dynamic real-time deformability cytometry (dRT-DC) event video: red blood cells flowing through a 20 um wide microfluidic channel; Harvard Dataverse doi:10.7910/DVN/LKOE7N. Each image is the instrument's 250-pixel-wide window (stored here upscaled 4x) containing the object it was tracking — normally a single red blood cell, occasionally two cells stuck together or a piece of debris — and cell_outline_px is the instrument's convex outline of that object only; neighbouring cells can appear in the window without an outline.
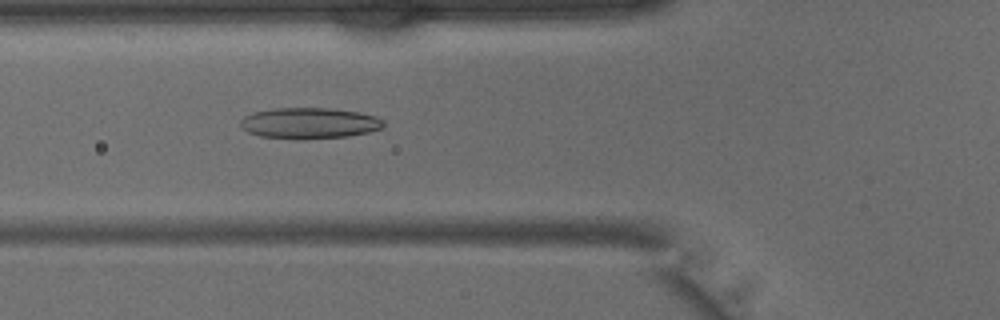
{"species": "common noctule bat (a hibernating species)", "species_latin": "Nyctalus noctula", "temperature_condition": "warm", "stored_images_in_passage": 42, "camera_frame_rate_fps": 3000, "um_per_image_px": 0.085, "animal": {"sex": "male", "body_mass_g": 15.6}, "frame": {"image": 1, "passage_image": 15, "time_ms": 4.667, "image_size_px": [1000, 320], "cell_outline_px": [[384, 128], [368, 132], [348, 136], [304, 140], [300, 140], [260, 136], [248, 132], [240, 124], [240, 120], [244, 116], [252, 112], [272, 108], [328, 108], [360, 112], [376, 116], [384, 120]], "centroid_in_image_um": [26.3, 10.47], "position_along_channel_um": 99.5, "area_um2": 26.18}}
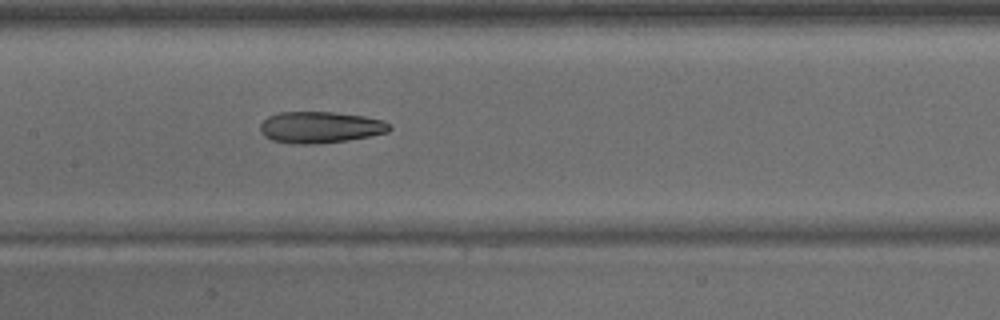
{"frame": {"image": 2, "passage_image": 20, "time_ms": 6.333, "image_size_px": [1000, 320], "cell_outline_px": [[392, 128], [388, 132], [372, 136], [348, 140], [316, 144], [296, 144], [272, 140], [264, 136], [260, 132], [260, 124], [268, 116], [280, 112], [332, 112], [364, 116], [384, 120], [392, 124]], "centroid_in_image_um": [27.25, 10.82], "position_along_channel_um": 180.1, "area_um2": 23.93}}
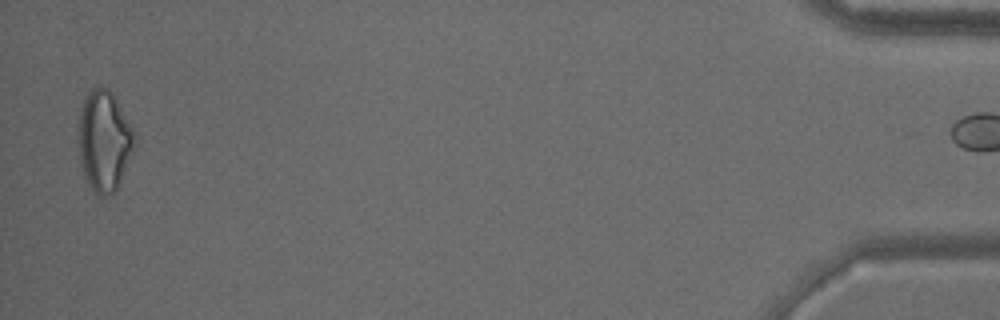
{"frame": {"image": 3, "passage_image": 41, "time_ms": 13.333, "image_size_px": [1000, 320], "cell_outline_px": [[136, 144], [116, 188], [112, 192], [104, 196], [100, 196], [92, 192], [84, 176], [80, 160], [76, 136], [80, 108], [84, 96], [92, 88], [100, 84], [108, 88], [116, 96], [136, 132]], "centroid_in_image_um": [8.83, 11.89], "position_along_channel_um": 426.4, "area_um2": 33.81}}